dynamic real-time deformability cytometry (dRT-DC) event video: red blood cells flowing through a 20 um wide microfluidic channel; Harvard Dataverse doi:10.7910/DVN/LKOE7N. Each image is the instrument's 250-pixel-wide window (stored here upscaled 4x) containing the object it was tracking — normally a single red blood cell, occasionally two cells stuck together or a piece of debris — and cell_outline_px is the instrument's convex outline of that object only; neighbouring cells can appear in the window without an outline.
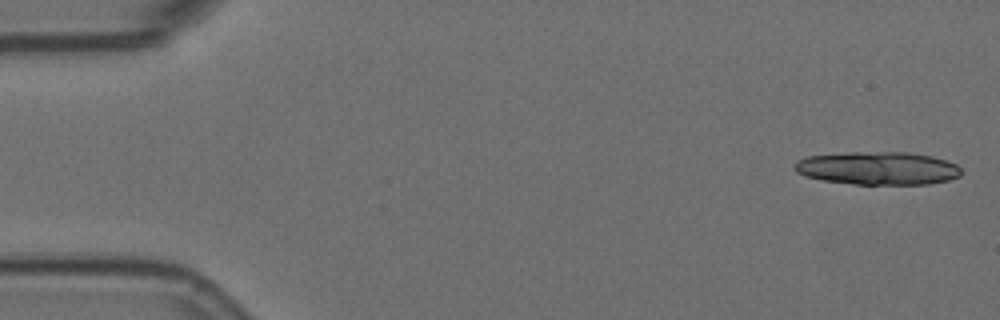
{"species": "Egyptian fruit bat (a non-hibernating species)", "species_latin": "Rousettus aegyptiacus", "temperature_condition": "room temperature", "stored_images_in_passage": 10, "camera_frame_rate_fps": 3000, "um_per_image_px": 0.085, "animal": {"sex": "female"}, "frame": {"image": 1, "passage_image": 1, "time_ms": 0.0, "image_size_px": [1000, 320], "cell_outline_px": [[960, 176], [948, 180], [928, 184], [856, 184], [824, 180], [804, 176], [796, 172], [792, 168], [796, 160], [808, 156], [852, 152], [908, 152], [932, 156], [956, 164], [960, 168]], "centroid_in_image_um": [74.58, 14.29], "position_along_channel_um": 10.4, "area_um2": 32.08}}
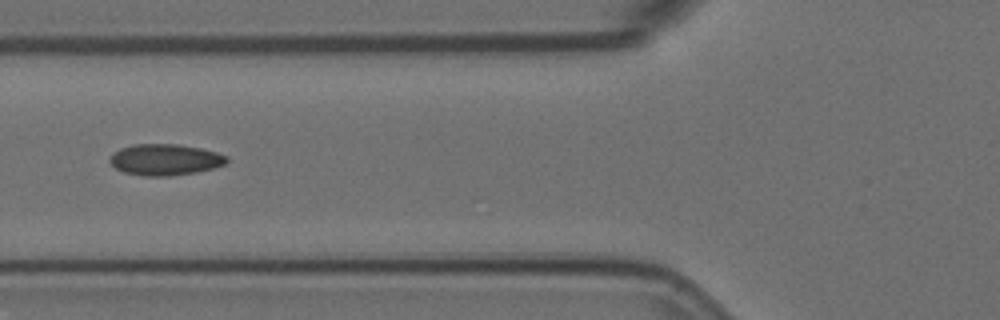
{"frame": {"image": 2, "passage_image": 6, "time_ms": 1.667, "image_size_px": [1000, 320], "cell_outline_px": [[228, 160], [224, 164], [212, 168], [196, 172], [168, 176], [144, 176], [124, 172], [116, 168], [108, 160], [120, 148], [132, 144], [180, 144], [200, 148], [216, 152], [228, 156]], "centroid_in_image_um": [14.04, 13.56], "position_along_channel_um": 111.8, "area_um2": 21.15}}
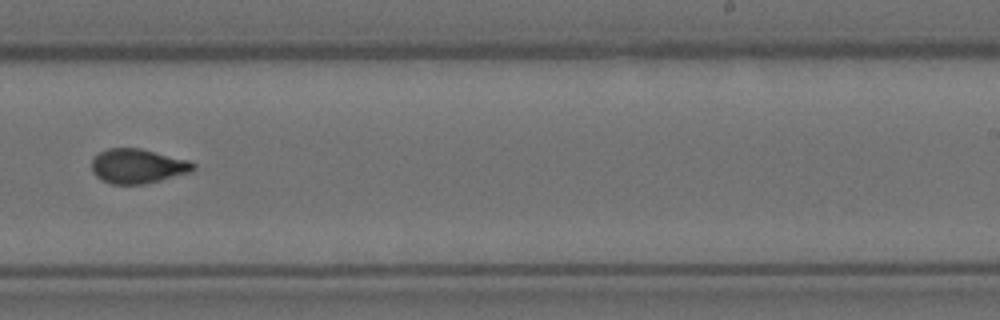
{"frame": {"image": 3, "passage_image": 10, "time_ms": 3.0, "image_size_px": [1000, 320], "cell_outline_px": [[196, 168], [192, 172], [144, 184], [112, 184], [96, 176], [92, 172], [92, 160], [100, 152], [108, 148], [140, 148], [188, 160], [196, 164]], "centroid_in_image_um": [11.73, 14.12], "position_along_channel_um": 277.3, "area_um2": 20.35}}